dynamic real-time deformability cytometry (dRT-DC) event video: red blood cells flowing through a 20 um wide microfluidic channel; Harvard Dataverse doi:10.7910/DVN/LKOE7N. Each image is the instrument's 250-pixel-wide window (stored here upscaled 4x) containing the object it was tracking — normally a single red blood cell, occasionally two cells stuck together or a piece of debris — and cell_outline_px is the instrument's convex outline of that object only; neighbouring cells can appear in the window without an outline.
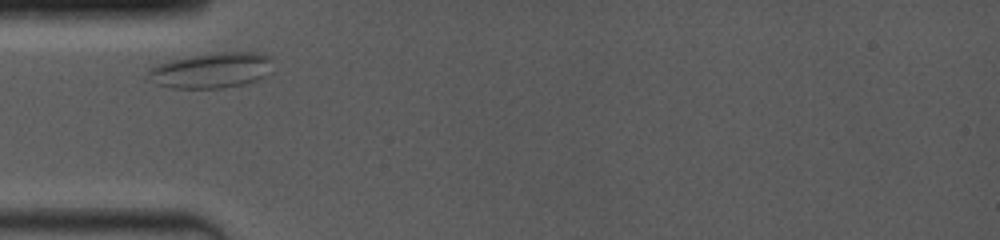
{"species": "common noctule bat (a hibernating species)", "species_latin": "Nyctalus noctula", "temperature_condition": "room temperature", "stored_images_in_passage": 58, "camera_frame_rate_fps": 4000, "um_per_image_px": 0.085, "animal": {"sex": "female", "body_mass_g": 19.0, "forearm_length_mm": 53.3}, "frame": {"image": 1, "passage_image": 1, "time_ms": 0.0, "image_size_px": [1000, 240], "cell_outline_px": [[272, 72], [256, 80], [244, 84], [224, 88], [172, 88], [156, 84], [148, 76], [148, 68], [156, 64], [188, 56], [208, 52], [260, 52], [272, 56]], "centroid_in_image_um": [18.01, 5.96], "position_along_channel_um": 67.0, "area_um2": 26.24}}
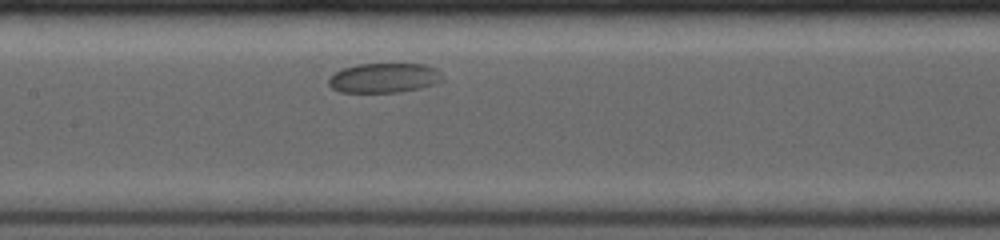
{"frame": {"image": 2, "passage_image": 22, "time_ms": 3.0, "image_size_px": [1000, 240], "cell_outline_px": [[444, 80], [436, 84], [420, 88], [400, 92], [340, 92], [332, 88], [328, 84], [328, 80], [336, 72], [344, 68], [356, 64], [424, 64], [436, 68], [444, 76]], "centroid_in_image_um": [32.7, 6.62], "position_along_channel_um": 174.7, "area_um2": 19.77}}
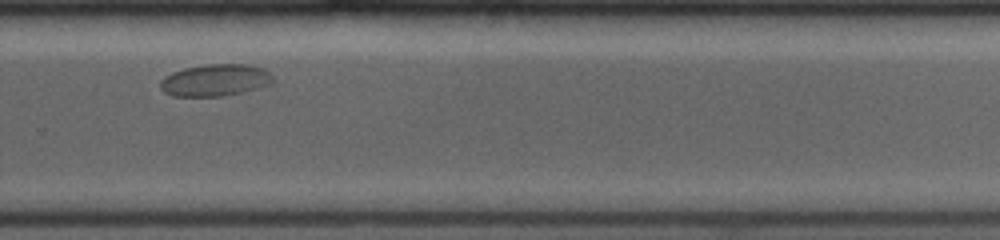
{"frame": {"image": 3, "passage_image": 50, "time_ms": 6.75, "image_size_px": [1000, 240], "cell_outline_px": [[272, 80], [268, 84], [256, 88], [240, 92], [220, 96], [172, 96], [164, 92], [160, 88], [160, 80], [164, 76], [172, 72], [184, 68], [208, 64], [248, 64], [264, 68], [272, 76]], "centroid_in_image_um": [18.23, 6.8], "position_along_channel_um": 311.6, "area_um2": 20.81}}